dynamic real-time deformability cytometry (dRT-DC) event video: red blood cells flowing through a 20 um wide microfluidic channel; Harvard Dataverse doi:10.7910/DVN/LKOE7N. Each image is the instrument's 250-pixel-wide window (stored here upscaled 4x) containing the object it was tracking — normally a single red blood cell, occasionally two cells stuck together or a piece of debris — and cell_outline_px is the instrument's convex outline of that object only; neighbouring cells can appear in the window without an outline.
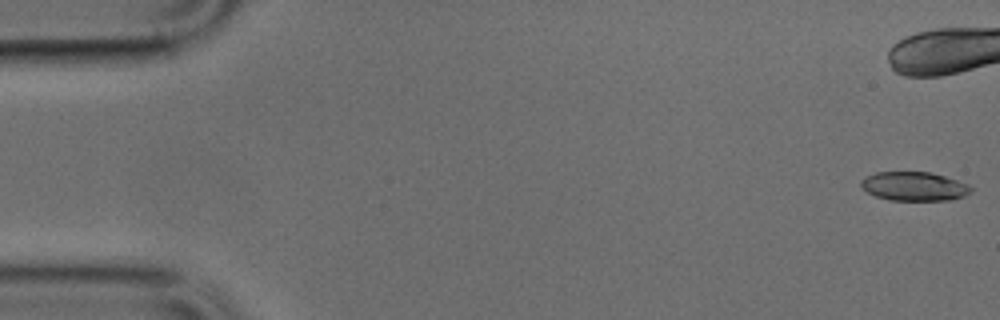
{"species": "common noctule bat (a hibernating species)", "species_latin": "Nyctalus noctula", "temperature_condition": "cold", "stored_images_in_passage": 9, "camera_frame_rate_fps": 3000, "um_per_image_px": 0.085, "animal": {"sex": "male", "body_mass_g": 17.9, "forearm_length_mm": 54.2}, "frame": {"image": 1, "passage_image": 1, "time_ms": 0.0, "image_size_px": [1000, 320], "cell_outline_px": [[972, 192], [964, 196], [952, 200], [892, 200], [876, 196], [868, 192], [860, 184], [860, 180], [864, 176], [876, 172], [928, 172], [944, 176], [968, 184], [972, 188]], "centroid_in_image_um": [77.71, 15.83], "position_along_channel_um": 7.3, "area_um2": 18.5}}